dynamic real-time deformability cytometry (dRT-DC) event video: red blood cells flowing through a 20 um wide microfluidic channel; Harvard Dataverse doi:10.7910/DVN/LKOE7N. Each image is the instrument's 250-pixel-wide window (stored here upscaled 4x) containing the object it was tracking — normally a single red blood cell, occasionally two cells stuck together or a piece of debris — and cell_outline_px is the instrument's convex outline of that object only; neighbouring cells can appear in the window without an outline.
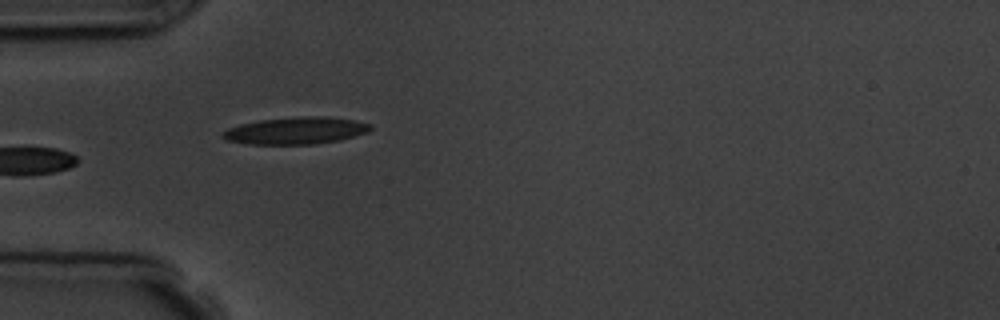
{"species": "common noctule bat (a hibernating species)", "species_latin": "Nyctalus noctula", "temperature_condition": "room temperature", "stored_images_in_passage": 8, "camera_frame_rate_fps": 3000, "um_per_image_px": 0.085, "animal": {"sex": "male", "body_mass_g": 19.5, "forearm_length_mm": 54.6}, "frame": {"image": 1, "passage_image": 5, "time_ms": 4.667, "image_size_px": [1000, 320], "cell_outline_px": [[372, 128], [368, 132], [340, 140], [316, 144], [248, 144], [228, 140], [220, 136], [220, 132], [228, 128], [240, 124], [260, 120], [300, 116], [324, 116], [352, 120], [372, 124]], "centroid_in_image_um": [25.13, 11.1], "position_along_channel_um": 59.9, "area_um2": 23.35}}